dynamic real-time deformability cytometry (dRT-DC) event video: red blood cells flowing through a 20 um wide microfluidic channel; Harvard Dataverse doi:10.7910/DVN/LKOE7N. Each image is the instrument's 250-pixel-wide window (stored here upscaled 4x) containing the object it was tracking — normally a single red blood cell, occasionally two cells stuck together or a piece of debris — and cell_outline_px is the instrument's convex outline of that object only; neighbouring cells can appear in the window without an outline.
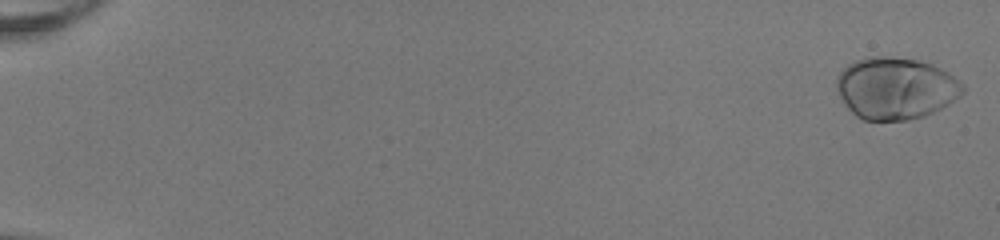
{"species": "human", "species_latin": "Homo sapiens", "temperature_condition": "room temperature", "stored_images_in_passage": 52, "camera_frame_rate_fps": 3000, "um_per_image_px": 0.085, "donor": {"sex": "female"}, "frame": {"image": 1, "passage_image": 1, "time_ms": 0.0, "image_size_px": [1000, 240], "cell_outline_px": [[964, 92], [960, 96], [948, 104], [924, 116], [904, 120], [864, 120], [856, 116], [844, 104], [836, 88], [836, 80], [840, 72], [848, 64], [856, 60], [872, 56], [892, 56], [916, 60], [932, 64], [948, 72], [960, 80], [964, 84]], "centroid_in_image_um": [76.13, 7.49], "position_along_channel_um": 8.9, "area_um2": 45.55}}
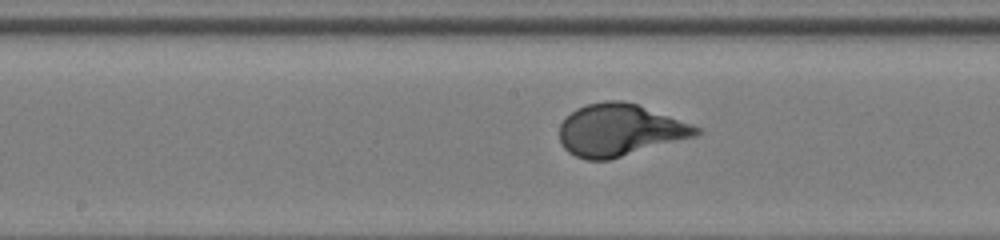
{"frame": {"image": 2, "passage_image": 29, "time_ms": 9.333, "image_size_px": [1000, 240], "cell_outline_px": [[700, 132], [696, 136], [608, 160], [584, 160], [568, 152], [560, 144], [560, 124], [576, 108], [588, 104], [604, 100], [620, 100], [636, 104], [692, 124], [700, 128]], "centroid_in_image_um": [52.65, 11.06], "position_along_channel_um": 195.6, "area_um2": 41.15}}
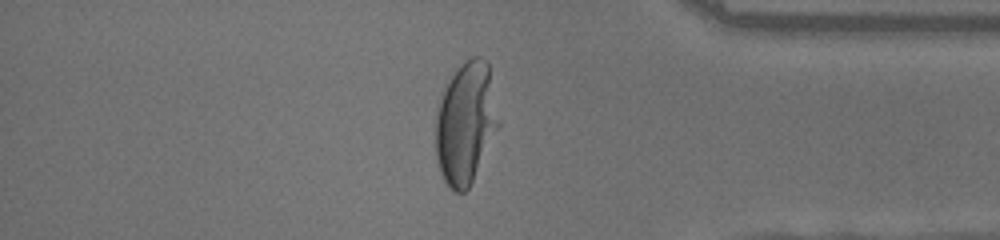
{"frame": {"image": 3, "passage_image": 45, "time_ms": 14.667, "image_size_px": [1000, 240], "cell_outline_px": [[500, 124], [468, 188], [464, 192], [456, 192], [448, 188], [440, 172], [436, 156], [436, 108], [452, 76], [464, 60], [472, 56], [480, 56], [488, 60]], "centroid_in_image_um": [39.59, 10.44], "position_along_channel_um": 395.6, "area_um2": 44.33}, "authors_computed_cell_mechanics": {"area_um2": 41.4715, "velocity_mm_per_s": 4.0402, "shape_relaxation_time_tau1_ms": 2.9904, "shape_relaxation_time_tau2_ms": null, "deformation_change_tau1": 0.2038, "deformation_change_tau2": null}}